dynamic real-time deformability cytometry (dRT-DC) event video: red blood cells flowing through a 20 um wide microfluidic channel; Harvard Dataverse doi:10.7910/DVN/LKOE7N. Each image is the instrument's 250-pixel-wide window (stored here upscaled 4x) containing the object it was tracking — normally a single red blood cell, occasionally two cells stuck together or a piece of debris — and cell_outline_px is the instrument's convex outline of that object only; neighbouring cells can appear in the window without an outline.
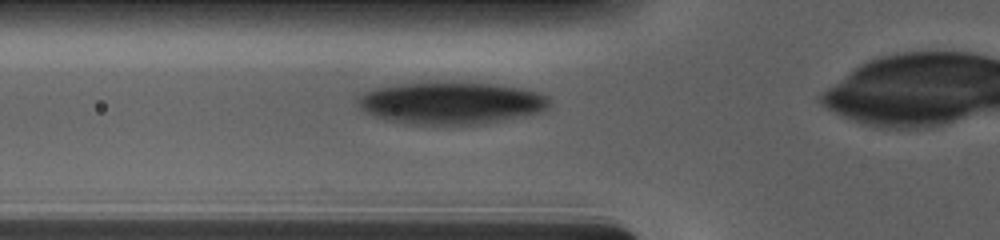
{"species": "human", "species_latin": "Homo sapiens", "temperature_condition": "cold", "stored_images_in_passage": 38, "camera_frame_rate_fps": 3000, "um_per_image_px": 0.085, "donor": {"sex": "male"}, "frame": {"image": 1, "passage_image": 9, "time_ms": 2.667, "image_size_px": [1000, 240], "cell_outline_px": [[548, 108], [540, 112], [524, 116], [484, 124], [412, 124], [384, 120], [360, 108], [356, 104], [356, 96], [372, 88], [396, 84], [432, 80], [444, 80], [492, 84], [520, 88], [536, 92], [548, 96]], "centroid_in_image_um": [38.27, 8.72], "position_along_channel_um": 87.5, "area_um2": 48.03}}
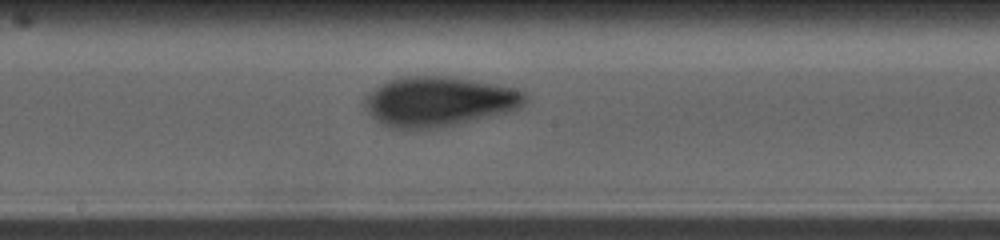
{"frame": {"image": 2, "passage_image": 19, "time_ms": 6.0, "image_size_px": [1000, 240], "cell_outline_px": [[528, 100], [520, 108], [512, 112], [444, 128], [416, 132], [404, 132], [388, 128], [380, 124], [364, 108], [364, 96], [372, 88], [388, 80], [404, 76], [448, 76], [496, 84], [516, 88], [524, 92], [528, 96]], "centroid_in_image_um": [37.28, 8.69], "position_along_channel_um": 210.9, "area_um2": 48.49}}
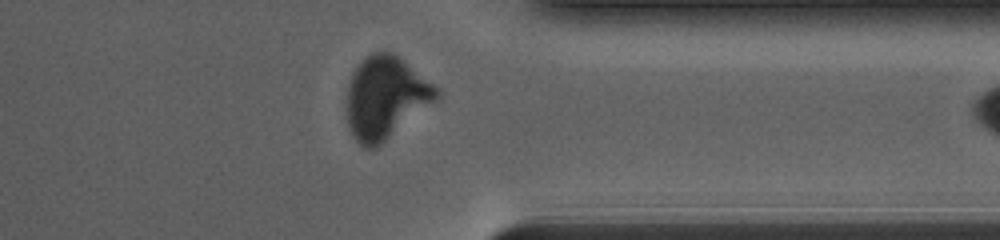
{"frame": {"image": 3, "passage_image": 33, "time_ms": 10.667, "image_size_px": [1000, 240], "cell_outline_px": [[440, 100], [376, 148], [364, 148], [352, 136], [344, 116], [344, 100], [348, 80], [352, 72], [360, 60], [364, 56], [372, 52], [388, 52], [396, 56], [440, 88]], "centroid_in_image_um": [32.73, 8.33], "position_along_channel_um": 378.7, "area_um2": 44.33}, "authors_computed_cell_mechanics": {"area_um2": 47.1648, "velocity_mm_per_s": 3.6948, "shape_relaxation_time_tau1_ms": 3.9593, "shape_relaxation_time_tau2_ms": 1.5798, "deformation_change_tau1": 0.1688, "deformation_change_tau2": 0.0302}}